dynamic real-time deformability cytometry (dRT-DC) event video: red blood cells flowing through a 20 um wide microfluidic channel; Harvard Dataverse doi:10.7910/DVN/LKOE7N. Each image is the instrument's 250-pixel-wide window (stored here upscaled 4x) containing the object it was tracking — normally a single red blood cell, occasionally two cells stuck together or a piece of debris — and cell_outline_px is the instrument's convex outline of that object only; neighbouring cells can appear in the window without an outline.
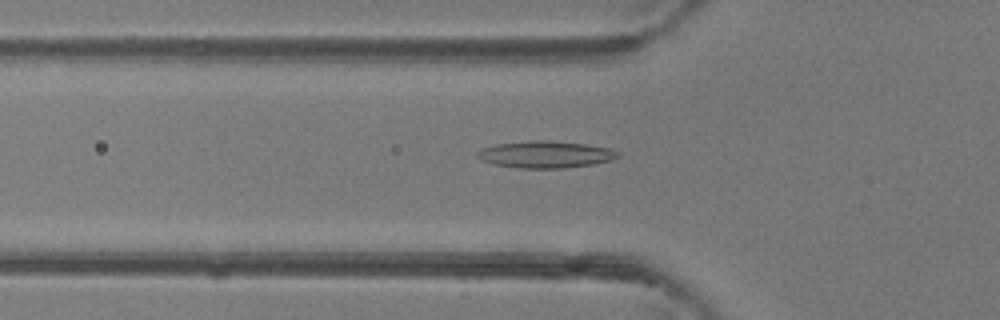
{"species": "common noctule bat (a hibernating species)", "species_latin": "Nyctalus noctula", "temperature_condition": "room temperature", "stored_images_in_passage": 43, "camera_frame_rate_fps": 3000, "um_per_image_px": 0.085, "animal": {"sex": "female"}, "frame": {"image": 1, "passage_image": 12, "time_ms": 3.667, "image_size_px": [1000, 320], "cell_outline_px": [[620, 156], [612, 160], [592, 164], [564, 168], [516, 168], [492, 164], [480, 160], [476, 156], [476, 152], [484, 148], [496, 144], [532, 140], [544, 140], [584, 144], [608, 148], [620, 152]], "centroid_in_image_um": [46.34, 13.13], "position_along_channel_um": 79.5, "area_um2": 22.02}}
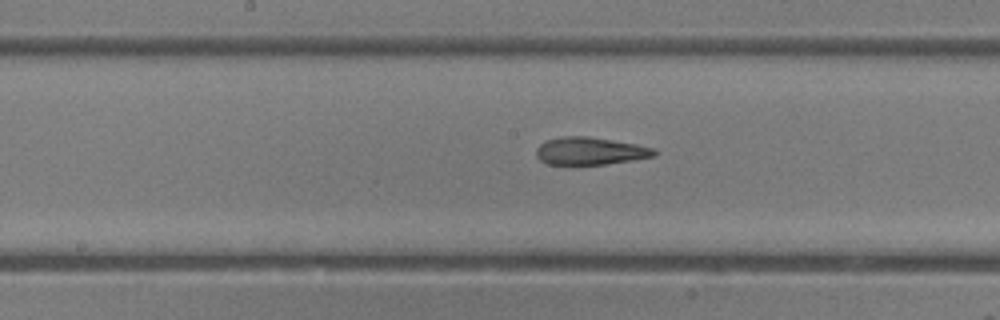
{"frame": {"image": 2, "passage_image": 20, "time_ms": 6.333, "image_size_px": [1000, 320], "cell_outline_px": [[660, 152], [656, 156], [632, 160], [604, 164], [544, 164], [536, 156], [536, 148], [540, 144], [548, 140], [560, 136], [588, 136], [636, 144], [656, 148]], "centroid_in_image_um": [50.19, 12.83], "position_along_channel_um": 198.0, "area_um2": 19.07}}
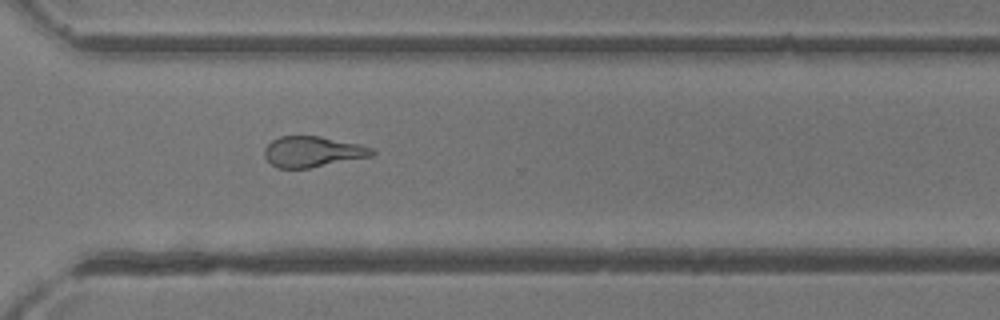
{"frame": {"image": 3, "passage_image": 30, "time_ms": 9.667, "image_size_px": [1000, 320], "cell_outline_px": [[376, 152], [372, 156], [308, 168], [276, 168], [264, 156], [264, 148], [272, 140], [280, 136], [320, 136], [360, 144], [372, 148]], "centroid_in_image_um": [26.57, 12.89], "position_along_channel_um": 344.0, "area_um2": 19.19}, "authors_computed_cell_mechanics": {"area_um2": 20.519, "velocity_mm_per_s": 4.4038, "shape_relaxation_time_tau1_ms": null, "shape_relaxation_time_tau2_ms": 3.2684, "deformation_change_tau1": null, "deformation_change_tau2": 0.1437}}